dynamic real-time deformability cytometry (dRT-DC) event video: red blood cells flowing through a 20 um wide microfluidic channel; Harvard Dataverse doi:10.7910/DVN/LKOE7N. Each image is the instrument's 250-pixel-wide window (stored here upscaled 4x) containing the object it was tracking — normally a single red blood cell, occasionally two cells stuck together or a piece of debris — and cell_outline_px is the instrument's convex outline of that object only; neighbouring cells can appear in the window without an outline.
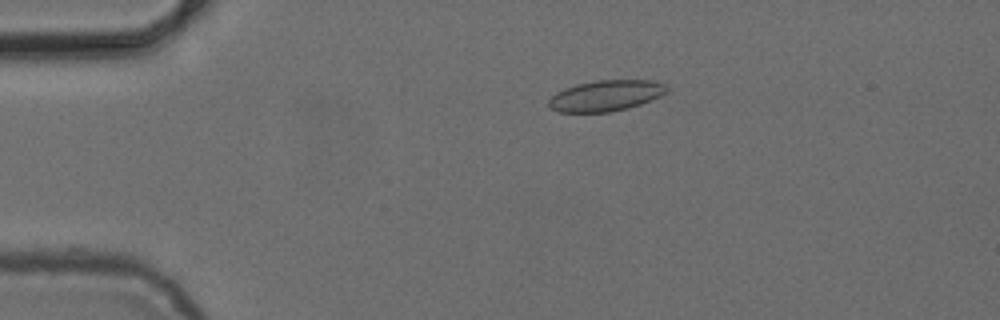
{"species": "common noctule bat (a hibernating species)", "species_latin": "Nyctalus noctula", "temperature_condition": "cold", "stored_images_in_passage": 4, "camera_frame_rate_fps": 3000, "um_per_image_px": 0.085, "animal": {"sex": "female", "body_mass_g": 24.6, "forearm_length_mm": 56.2}, "frame": {"image": 1, "passage_image": 3, "time_ms": 2.333, "image_size_px": [1000, 320], "cell_outline_px": [[668, 92], [660, 96], [640, 104], [628, 108], [612, 112], [560, 112], [552, 108], [548, 104], [548, 100], [556, 92], [564, 88], [576, 84], [596, 80], [656, 80], [664, 84], [668, 88]], "centroid_in_image_um": [51.51, 8.12], "position_along_channel_um": 33.5, "area_um2": 21.33}}